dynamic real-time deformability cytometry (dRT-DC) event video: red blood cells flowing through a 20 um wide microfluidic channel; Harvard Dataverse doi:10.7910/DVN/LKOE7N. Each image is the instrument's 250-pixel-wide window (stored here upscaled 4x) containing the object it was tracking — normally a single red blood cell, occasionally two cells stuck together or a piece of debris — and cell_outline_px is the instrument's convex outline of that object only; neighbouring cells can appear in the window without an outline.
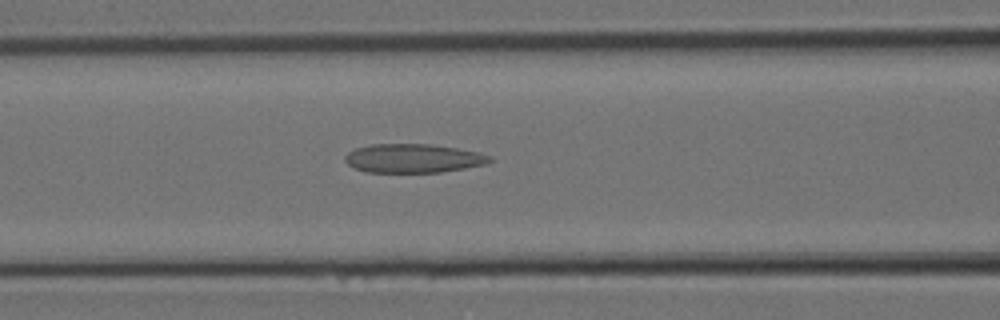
{"species": "Egyptian fruit bat (a non-hibernating species)", "species_latin": "Rousettus aegyptiacus", "temperature_condition": "room temperature", "stored_images_in_passage": 9, "camera_frame_rate_fps": 3000, "um_per_image_px": 0.085, "animal": {"sex": "female"}, "frame": {"image": 1, "passage_image": 9, "time_ms": 2.667, "image_size_px": [1000, 320], "cell_outline_px": [[492, 160], [484, 164], [464, 168], [440, 172], [364, 172], [352, 168], [344, 160], [344, 156], [348, 152], [356, 148], [372, 144], [432, 144], [480, 152], [492, 156]], "centroid_in_image_um": [35.09, 13.45], "position_along_channel_um": 131.5, "area_um2": 24.39}}